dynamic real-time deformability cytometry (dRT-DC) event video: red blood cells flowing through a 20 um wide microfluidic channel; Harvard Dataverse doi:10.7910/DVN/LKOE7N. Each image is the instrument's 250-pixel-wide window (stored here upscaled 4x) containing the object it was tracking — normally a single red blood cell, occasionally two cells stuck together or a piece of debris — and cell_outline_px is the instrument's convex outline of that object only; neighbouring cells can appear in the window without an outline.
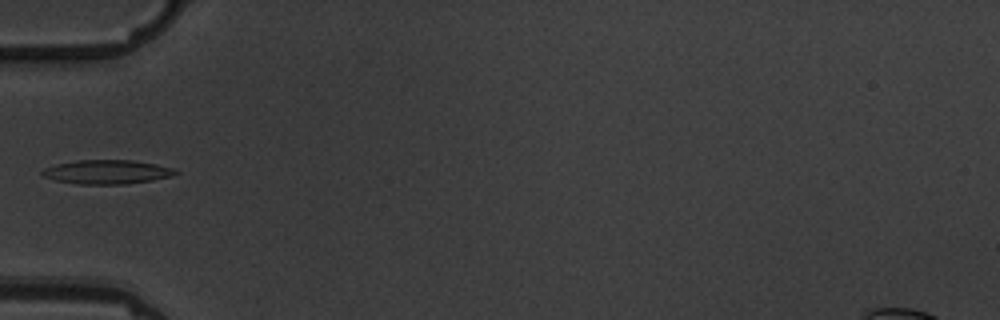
{"species": "common noctule bat (a hibernating species)", "species_latin": "Nyctalus noctula", "temperature_condition": "warm", "stored_images_in_passage": 3, "camera_frame_rate_fps": 3000, "um_per_image_px": 0.085, "animal": {"sex": "male", "body_mass_g": 19.5, "forearm_length_mm": 54.6}, "frame": {"image": 1, "passage_image": 3, "time_ms": 2.333, "image_size_px": [1000, 320], "cell_outline_px": [[180, 172], [172, 176], [152, 180], [124, 184], [80, 184], [56, 180], [44, 176], [40, 172], [44, 168], [56, 164], [76, 160], [132, 160], [156, 164], [172, 168]], "centroid_in_image_um": [9.1, 14.61], "position_along_channel_um": 75.9, "area_um2": 18.55}}